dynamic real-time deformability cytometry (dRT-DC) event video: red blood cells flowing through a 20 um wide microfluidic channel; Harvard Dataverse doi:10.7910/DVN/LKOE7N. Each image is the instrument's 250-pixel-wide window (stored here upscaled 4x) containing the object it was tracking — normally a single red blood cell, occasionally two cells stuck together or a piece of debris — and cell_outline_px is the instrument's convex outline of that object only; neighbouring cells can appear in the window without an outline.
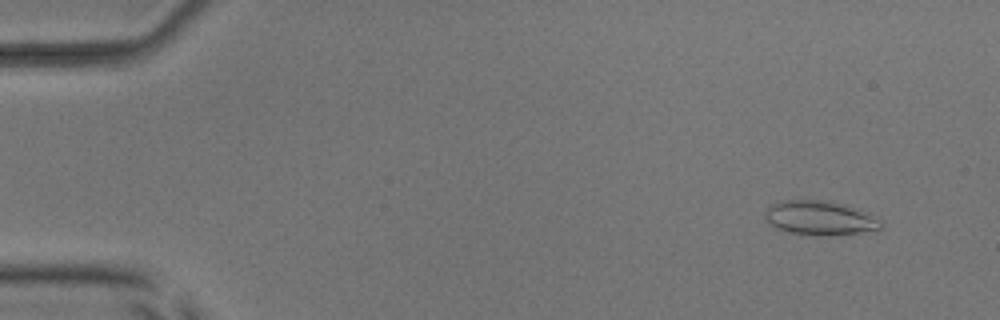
{"species": "common noctule bat (a hibernating species)", "species_latin": "Nyctalus noctula", "temperature_condition": "room temperature", "stored_images_in_passage": 13, "camera_frame_rate_fps": 3000, "um_per_image_px": 0.085, "animal": {"sex": "male", "body_mass_g": 17.9, "forearm_length_mm": 54.2}, "frame": {"image": 1, "passage_image": 3, "time_ms": 0.667, "image_size_px": [1000, 320], "cell_outline_px": [[884, 224], [880, 228], [860, 232], [820, 236], [800, 236], [776, 228], [768, 224], [764, 220], [764, 212], [772, 204], [780, 200], [832, 200], [848, 204], [880, 220]], "centroid_in_image_um": [69.61, 18.52], "position_along_channel_um": 15.4, "area_um2": 23.58}}